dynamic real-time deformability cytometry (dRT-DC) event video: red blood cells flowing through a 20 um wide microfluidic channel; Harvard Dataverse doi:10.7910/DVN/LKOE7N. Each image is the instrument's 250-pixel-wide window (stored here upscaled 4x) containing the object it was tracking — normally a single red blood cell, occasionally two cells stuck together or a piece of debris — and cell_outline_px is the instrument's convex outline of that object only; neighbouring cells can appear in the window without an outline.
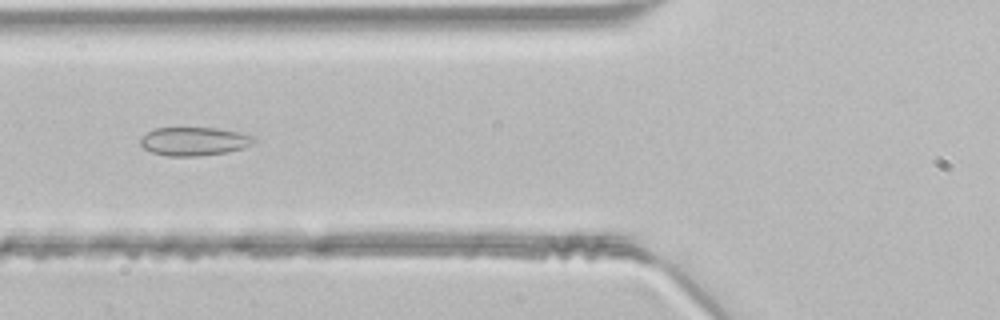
{"species": "common noctule bat (a hibernating species)", "species_latin": "Nyctalus noctula", "temperature_condition": "room temperature", "stored_images_in_passage": 47, "camera_frame_rate_fps": 3000, "um_per_image_px": 0.085, "animal": {"sex": "male", "body_mass_g": 21.5, "forearm_length_mm": 52.0}, "frame": {"image": 1, "passage_image": 17, "time_ms": 5.333, "image_size_px": [1000, 320], "cell_outline_px": [[256, 140], [252, 144], [228, 152], [196, 156], [168, 156], [152, 152], [144, 148], [140, 144], [140, 140], [148, 132], [156, 128], [216, 128], [236, 132], [252, 136]], "centroid_in_image_um": [16.48, 12.02], "position_along_channel_um": 109.3, "area_um2": 18.5}}
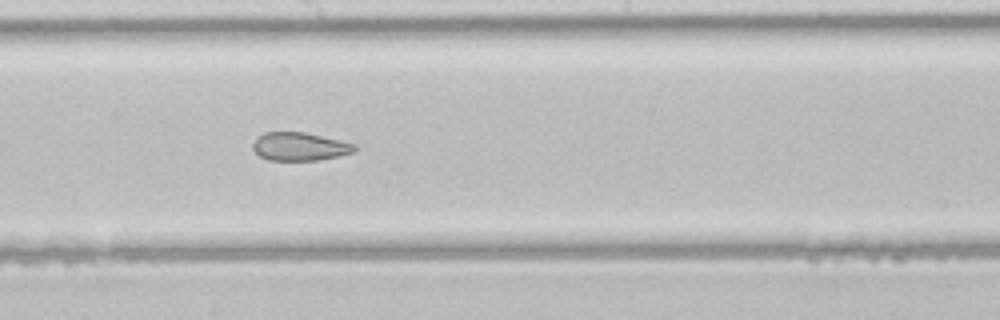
{"frame": {"image": 2, "passage_image": 25, "time_ms": 8.0, "image_size_px": [1000, 320], "cell_outline_px": [[356, 148], [352, 152], [340, 156], [316, 160], [268, 160], [260, 156], [252, 148], [252, 144], [256, 136], [264, 132], [304, 132], [356, 144]], "centroid_in_image_um": [25.43, 12.45], "position_along_channel_um": 222.8, "area_um2": 16.7}}
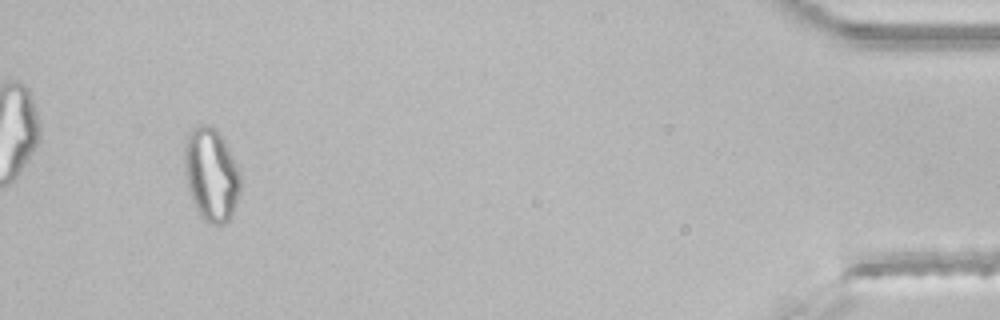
{"frame": {"image": 3, "passage_image": 44, "time_ms": 14.333, "image_size_px": [1000, 320], "cell_outline_px": [[240, 188], [232, 216], [224, 224], [208, 224], [200, 216], [192, 200], [188, 188], [184, 164], [184, 148], [188, 132], [192, 128], [200, 124], [208, 124], [216, 128], [224, 140], [240, 172]], "centroid_in_image_um": [17.94, 14.82], "position_along_channel_um": 417.3, "area_um2": 30.4}}